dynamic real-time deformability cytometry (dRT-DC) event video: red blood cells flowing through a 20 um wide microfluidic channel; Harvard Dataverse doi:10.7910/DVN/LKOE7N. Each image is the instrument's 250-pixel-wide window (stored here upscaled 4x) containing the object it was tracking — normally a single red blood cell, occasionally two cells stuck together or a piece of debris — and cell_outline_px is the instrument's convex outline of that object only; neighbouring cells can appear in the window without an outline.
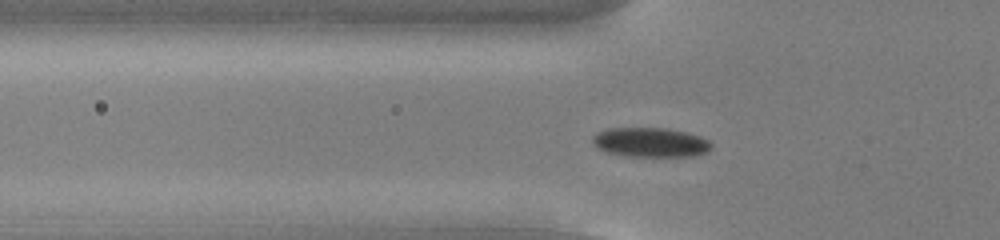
{"species": "common noctule bat (a hibernating species)", "species_latin": "Nyctalus noctula", "temperature_condition": "cold", "stored_images_in_passage": 45, "camera_frame_rate_fps": 3000, "um_per_image_px": 0.085, "animal": {"sex": "male", "body_mass_g": 13.0, "forearm_length_mm": 53.1}, "frame": {"image": 1, "passage_image": 9, "time_ms": 2.667, "image_size_px": [1000, 240], "cell_outline_px": [[712, 148], [708, 152], [692, 156], [628, 156], [604, 152], [596, 148], [592, 144], [592, 136], [596, 132], [608, 128], [668, 128], [688, 132], [700, 136], [708, 140], [712, 144]], "centroid_in_image_um": [55.26, 12.09], "position_along_channel_um": 70.5, "area_um2": 20.75}}
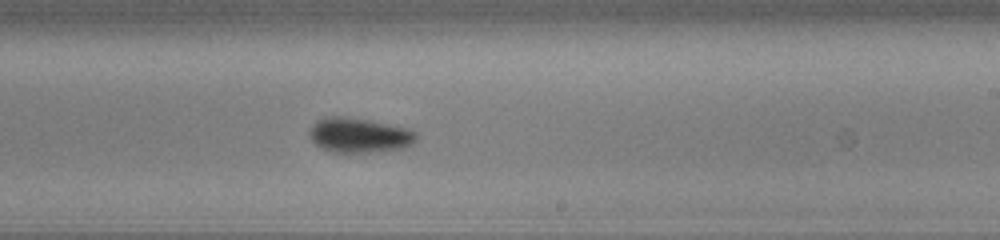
{"frame": {"image": 2, "passage_image": 24, "time_ms": 7.667, "image_size_px": [1000, 240], "cell_outline_px": [[416, 140], [412, 144], [404, 148], [376, 152], [332, 152], [320, 148], [312, 140], [308, 132], [312, 124], [316, 120], [328, 116], [340, 116], [372, 120], [408, 128], [416, 132]], "centroid_in_image_um": [30.52, 11.49], "position_along_channel_um": 258.5, "area_um2": 21.91}}
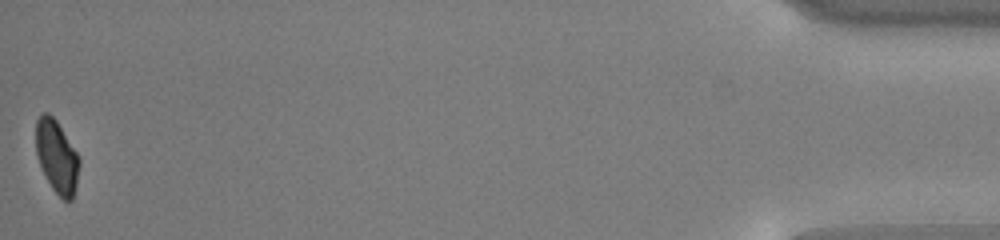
{"frame": {"image": 3, "passage_image": 45, "time_ms": 14.667, "image_size_px": [1000, 240], "cell_outline_px": [[80, 164], [76, 184], [72, 200], [68, 204], [52, 188], [40, 164], [36, 152], [36, 120], [44, 112], [48, 112], [56, 120], [76, 152], [80, 160]], "centroid_in_image_um": [4.83, 13.32], "position_along_channel_um": 430.4, "area_um2": 18.09}, "authors_computed_cell_mechanics": {"area_um2": 20.3456, "velocity_mm_per_s": 3.7779, "shape_relaxation_time_tau1_ms": 1.8426, "shape_relaxation_time_tau2_ms": null, "deformation_change_tau1": 0.074, "deformation_change_tau2": null}}